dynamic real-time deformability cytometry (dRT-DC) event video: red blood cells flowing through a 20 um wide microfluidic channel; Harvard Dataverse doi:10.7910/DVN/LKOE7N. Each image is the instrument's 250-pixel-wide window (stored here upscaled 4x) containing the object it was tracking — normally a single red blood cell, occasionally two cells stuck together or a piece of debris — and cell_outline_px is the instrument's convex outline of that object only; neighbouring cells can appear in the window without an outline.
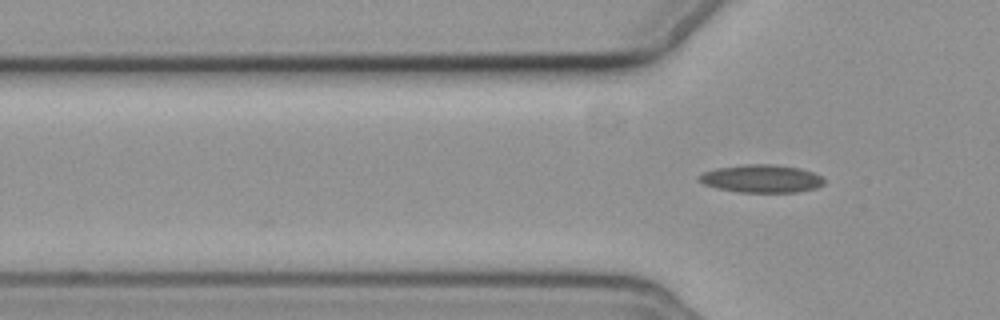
{"species": "common noctule bat (a hibernating species)", "species_latin": "Nyctalus noctula", "temperature_condition": "cold", "stored_images_in_passage": 3, "camera_frame_rate_fps": 3000, "um_per_image_px": 0.085, "animal": {"sex": "female", "body_mass_g": 19.3, "forearm_length_mm": 54.1}, "frame": {"image": 1, "passage_image": 3, "time_ms": 2.333, "image_size_px": [1000, 320], "cell_outline_px": [[824, 184], [816, 188], [796, 192], [736, 192], [716, 188], [704, 184], [696, 176], [704, 172], [716, 168], [748, 164], [772, 164], [800, 168], [812, 172], [820, 176], [824, 180]], "centroid_in_image_um": [64.71, 15.19], "position_along_channel_um": 61.1, "area_um2": 20.29}}